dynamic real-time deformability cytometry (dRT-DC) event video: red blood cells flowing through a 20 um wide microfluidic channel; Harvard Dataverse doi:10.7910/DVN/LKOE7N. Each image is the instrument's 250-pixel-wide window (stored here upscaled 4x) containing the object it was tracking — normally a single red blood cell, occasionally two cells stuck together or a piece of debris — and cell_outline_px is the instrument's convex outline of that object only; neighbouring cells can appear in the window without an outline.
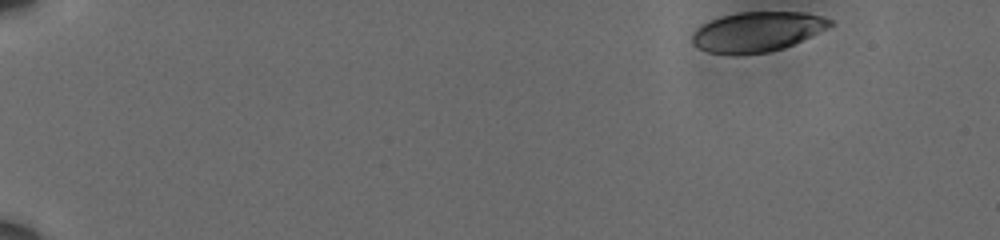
{"species": "human", "species_latin": "Homo sapiens", "temperature_condition": "cold", "stored_images_in_passage": 54, "camera_frame_rate_fps": 3000, "um_per_image_px": 0.085, "donor": {"sex": "male"}, "frame": {"image": 1, "passage_image": 1, "time_ms": 0.0, "image_size_px": [1000, 240], "cell_outline_px": [[832, 24], [784, 48], [768, 52], [736, 56], [732, 56], [708, 52], [692, 44], [692, 32], [696, 28], [720, 16], [736, 12], [804, 12], [820, 16], [832, 20]], "centroid_in_image_um": [64.26, 2.71], "position_along_channel_um": 20.7, "area_um2": 31.91}}
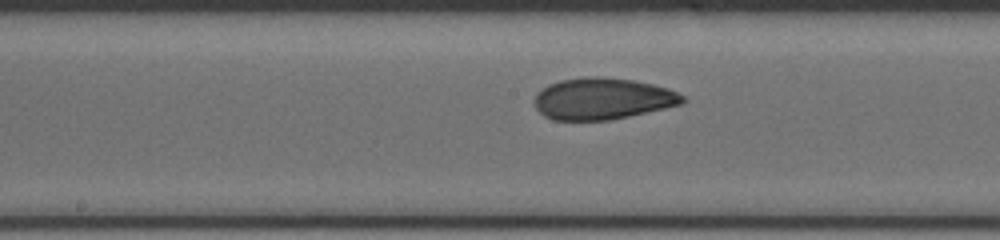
{"frame": {"image": 2, "passage_image": 28, "time_ms": 9.0, "image_size_px": [1000, 240], "cell_outline_px": [[688, 100], [684, 104], [628, 116], [608, 120], [552, 120], [544, 116], [536, 108], [532, 100], [536, 92], [548, 84], [560, 80], [584, 76], [600, 76], [632, 80], [652, 84], [668, 88], [684, 96]], "centroid_in_image_um": [51.19, 8.38], "position_along_channel_um": 197.0, "area_um2": 36.24}}
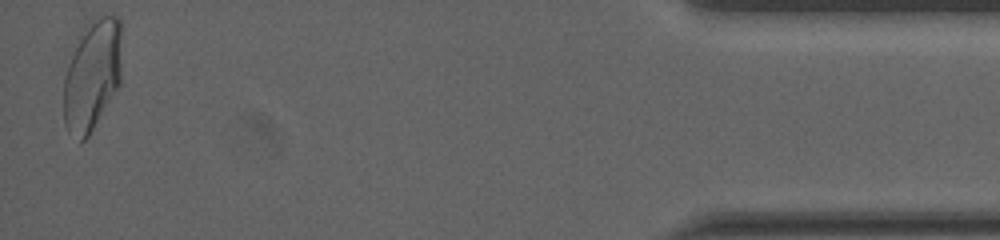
{"frame": {"image": 3, "passage_image": 53, "time_ms": 17.333, "image_size_px": [1000, 240], "cell_outline_px": [[120, 84], [88, 136], [80, 144], [68, 132], [64, 124], [64, 76], [76, 36], [84, 24], [92, 16], [116, 16], [120, 20]], "centroid_in_image_um": [7.79, 6.34], "position_along_channel_um": 427.4, "area_um2": 38.15}, "authors_computed_cell_mechanics": {"area_um2": 35.7782, "velocity_mm_per_s": 3.6008, "shape_relaxation_time_tau1_ms": null, "shape_relaxation_time_tau2_ms": 1.2974, "deformation_change_tau1": null, "deformation_change_tau2": 0.0693}}